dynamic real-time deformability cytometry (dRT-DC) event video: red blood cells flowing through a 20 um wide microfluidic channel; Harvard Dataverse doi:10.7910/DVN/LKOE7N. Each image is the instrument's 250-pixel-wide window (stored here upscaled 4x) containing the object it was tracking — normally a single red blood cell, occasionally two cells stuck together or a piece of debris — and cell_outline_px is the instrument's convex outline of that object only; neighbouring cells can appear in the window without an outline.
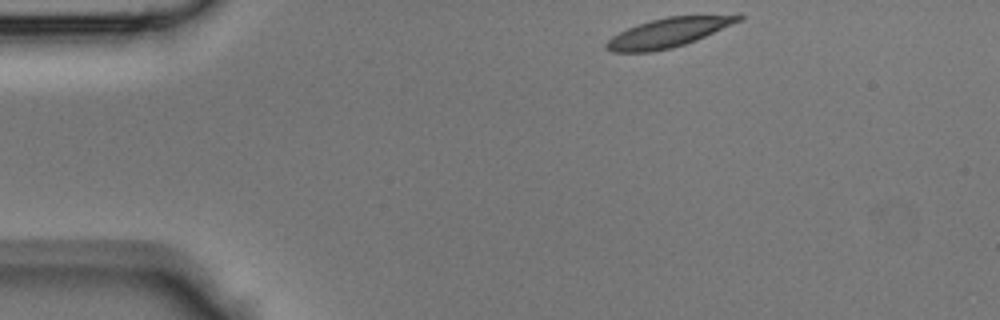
{"species": "Egyptian fruit bat (a non-hibernating species)", "species_latin": "Rousettus aegyptiacus", "temperature_condition": "room temperature", "stored_images_in_passage": 37, "camera_frame_rate_fps": 3000, "um_per_image_px": 0.085, "animal": {"sex": "male"}, "frame": {"image": 1, "passage_image": 1, "time_ms": 0.0, "image_size_px": [1000, 320], "cell_outline_px": [[744, 16], [740, 20], [696, 40], [672, 48], [652, 52], [612, 52], [604, 48], [604, 44], [612, 36], [628, 28], [652, 20], [668, 16], [740, 12]], "centroid_in_image_um": [56.88, 2.73], "position_along_channel_um": 28.1, "area_um2": 22.89}}
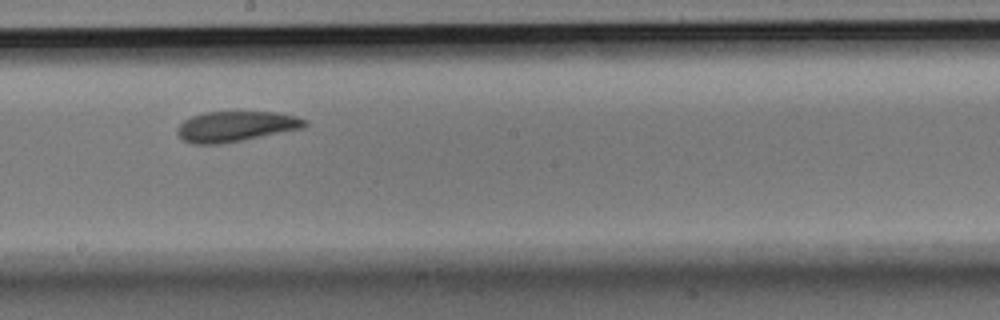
{"frame": {"image": 2, "passage_image": 18, "time_ms": 5.667, "image_size_px": [1000, 320], "cell_outline_px": [[308, 124], [304, 128], [220, 144], [192, 144], [184, 140], [176, 132], [176, 128], [184, 120], [192, 116], [204, 112], [280, 112], [296, 116], [308, 120]], "centroid_in_image_um": [20.06, 10.73], "position_along_channel_um": 228.1, "area_um2": 22.6}}
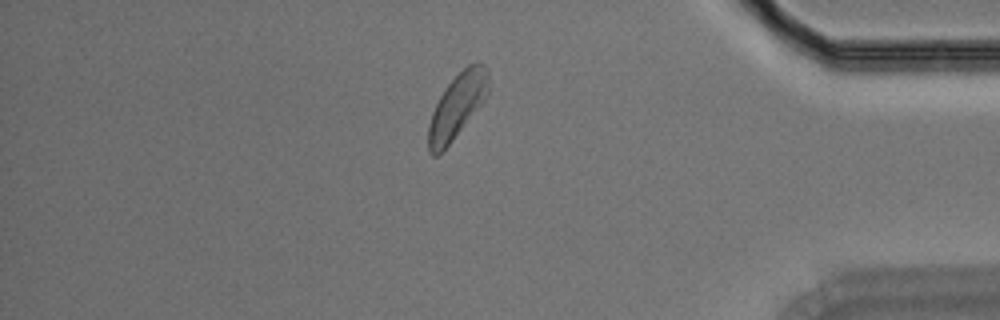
{"frame": {"image": 3, "passage_image": 31, "time_ms": 10.0, "image_size_px": [1000, 320], "cell_outline_px": [[488, 92], [484, 100], [452, 140], [436, 156], [432, 156], [428, 152], [428, 124], [432, 112], [440, 96], [448, 84], [468, 64], [476, 60], [480, 60], [488, 68]], "centroid_in_image_um": [38.86, 8.96], "position_along_channel_um": 396.3, "area_um2": 22.25}}